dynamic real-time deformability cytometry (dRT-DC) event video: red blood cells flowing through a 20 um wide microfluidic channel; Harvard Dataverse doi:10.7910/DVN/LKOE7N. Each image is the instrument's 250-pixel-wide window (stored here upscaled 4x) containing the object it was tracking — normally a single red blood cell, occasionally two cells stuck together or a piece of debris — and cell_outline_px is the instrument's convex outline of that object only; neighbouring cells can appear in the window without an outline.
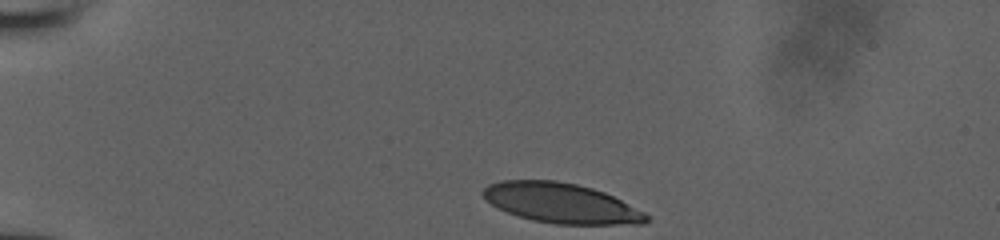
{"species": "human", "species_latin": "Homo sapiens", "temperature_condition": "room temperature", "stored_images_in_passage": 10, "camera_frame_rate_fps": 3000, "um_per_image_px": 0.085, "donor": {"sex": "male"}, "frame": {"image": 1, "passage_image": 1, "time_ms": 0.0, "image_size_px": [1000, 240], "cell_outline_px": [[652, 220], [644, 224], [556, 224], [532, 220], [508, 212], [492, 204], [480, 192], [488, 184], [500, 180], [556, 180], [576, 184], [592, 188], [604, 192], [652, 216]], "centroid_in_image_um": [47.73, 17.26], "position_along_channel_um": 37.3, "area_um2": 37.92}}
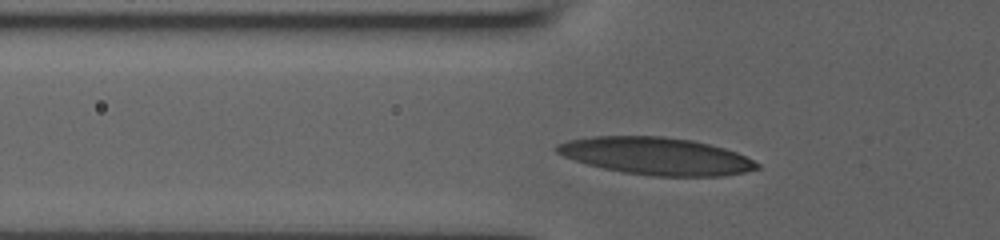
{"frame": {"image": 2, "passage_image": 6, "time_ms": 1.667, "image_size_px": [1000, 240], "cell_outline_px": [[760, 168], [744, 172], [724, 176], [652, 176], [624, 172], [604, 168], [588, 164], [564, 156], [556, 152], [556, 144], [568, 140], [592, 136], [664, 136], [692, 140], [724, 148], [736, 152], [760, 164]], "centroid_in_image_um": [55.78, 13.26], "position_along_channel_um": 70.0, "area_um2": 43.35}}
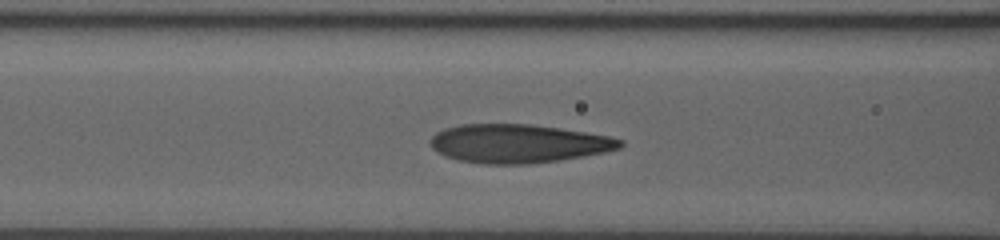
{"frame": {"image": 3, "passage_image": 9, "time_ms": 2.667, "image_size_px": [1000, 240], "cell_outline_px": [[624, 144], [620, 148], [604, 152], [584, 156], [560, 160], [528, 164], [484, 164], [456, 160], [444, 156], [436, 152], [432, 148], [428, 140], [436, 132], [444, 128], [460, 124], [532, 124], [560, 128], [608, 136], [624, 140]], "centroid_in_image_um": [44.0, 12.2], "position_along_channel_um": 122.6, "area_um2": 43.0}}